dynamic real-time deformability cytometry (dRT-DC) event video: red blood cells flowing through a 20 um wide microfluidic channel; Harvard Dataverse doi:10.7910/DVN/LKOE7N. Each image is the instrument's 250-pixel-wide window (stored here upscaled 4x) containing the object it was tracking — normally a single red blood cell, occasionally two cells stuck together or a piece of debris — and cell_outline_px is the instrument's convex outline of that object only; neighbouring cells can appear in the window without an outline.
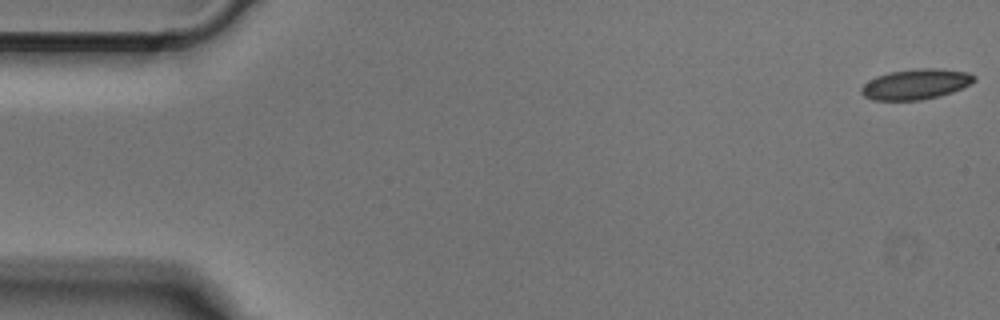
{"species": "Egyptian fruit bat (a non-hibernating species)", "species_latin": "Rousettus aegyptiacus", "temperature_condition": "cold", "stored_images_in_passage": 50, "camera_frame_rate_fps": 3000, "um_per_image_px": 0.085, "animal": {"sex": "male"}, "frame": {"image": 1, "passage_image": 1, "time_ms": 0.0, "image_size_px": [1000, 320], "cell_outline_px": [[976, 80], [952, 92], [940, 96], [920, 100], [872, 100], [864, 96], [860, 92], [860, 88], [864, 84], [876, 76], [888, 72], [920, 68], [940, 68], [968, 72], [976, 76]], "centroid_in_image_um": [77.83, 7.15], "position_along_channel_um": 7.2, "area_um2": 20.0}}
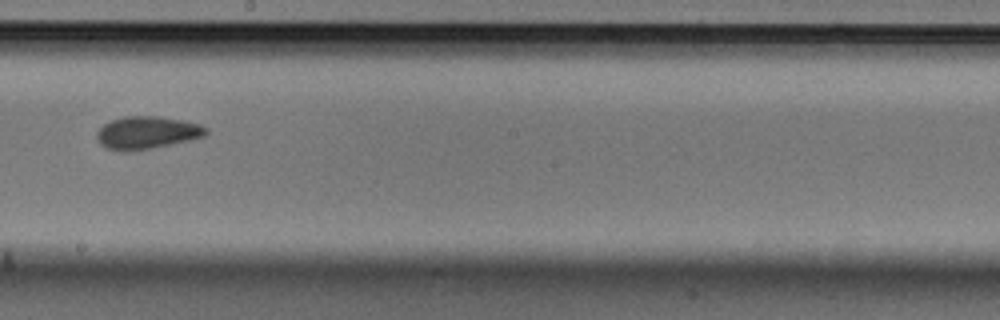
{"frame": {"image": 2, "passage_image": 28, "time_ms": 9.0, "image_size_px": [1000, 320], "cell_outline_px": [[208, 132], [204, 136], [192, 140], [152, 148], [128, 152], [120, 152], [108, 148], [100, 144], [96, 140], [96, 132], [104, 124], [112, 120], [124, 116], [156, 116], [184, 120], [200, 124], [208, 128]], "centroid_in_image_um": [12.49, 11.28], "position_along_channel_um": 235.7, "area_um2": 21.04}}
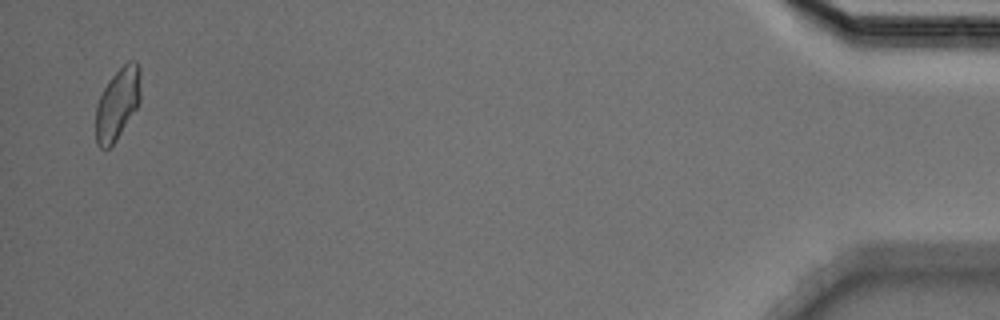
{"frame": {"image": 3, "passage_image": 49, "time_ms": 16.0, "image_size_px": [1000, 320], "cell_outline_px": [[140, 104], [116, 140], [108, 148], [100, 148], [96, 144], [96, 104], [108, 80], [128, 60], [136, 60], [140, 64]], "centroid_in_image_um": [10.01, 8.79], "position_along_channel_um": 425.2, "area_um2": 18.9}}